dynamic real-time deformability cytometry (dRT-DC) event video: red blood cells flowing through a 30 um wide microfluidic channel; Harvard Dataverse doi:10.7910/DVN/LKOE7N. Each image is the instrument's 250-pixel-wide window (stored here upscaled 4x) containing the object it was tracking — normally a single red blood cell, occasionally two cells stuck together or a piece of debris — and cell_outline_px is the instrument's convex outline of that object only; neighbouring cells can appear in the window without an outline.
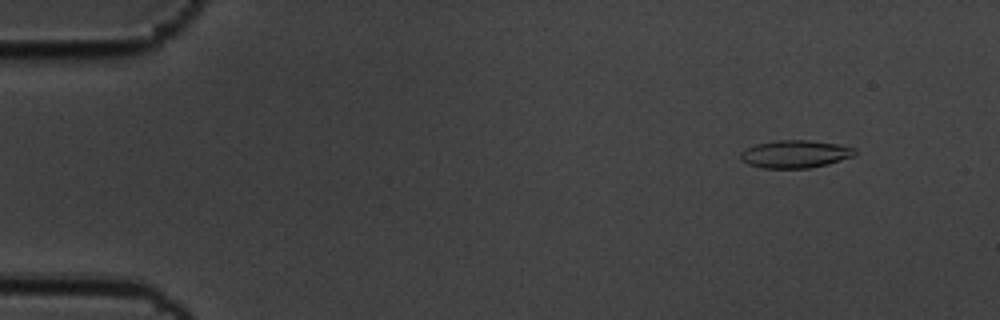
{"species": "common noctule bat (a hibernating species)", "species_latin": "Nyctalus noctula", "temperature_condition": "cold", "stored_images_in_passage": 58, "camera_frame_rate_fps": 3000, "um_per_image_px": 0.085, "animal": {"sex": "male", "body_mass_g": 19.5, "forearm_length_mm": 54.6}, "frame": {"image": 1, "passage_image": 6, "time_ms": 1.667, "image_size_px": [1000, 320], "cell_outline_px": [[856, 152], [852, 156], [828, 164], [808, 168], [764, 168], [748, 164], [740, 160], [740, 152], [744, 148], [756, 144], [776, 140], [808, 140], [836, 144], [856, 148]], "centroid_in_image_um": [67.54, 13.09], "position_along_channel_um": 17.5, "area_um2": 18.44}}
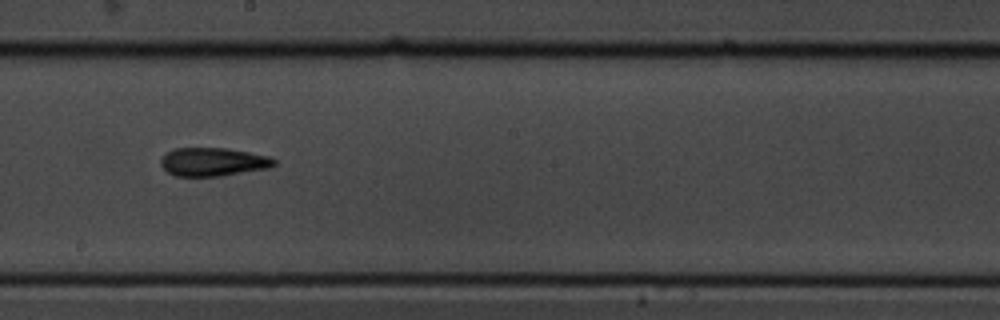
{"frame": {"image": 2, "passage_image": 33, "time_ms": 10.667, "image_size_px": [1000, 320], "cell_outline_px": [[276, 164], [272, 168], [220, 176], [172, 176], [160, 164], [160, 160], [172, 148], [224, 148], [248, 152], [268, 156], [276, 160]], "centroid_in_image_um": [18.12, 13.77], "position_along_channel_um": 230.1, "area_um2": 18.84}}
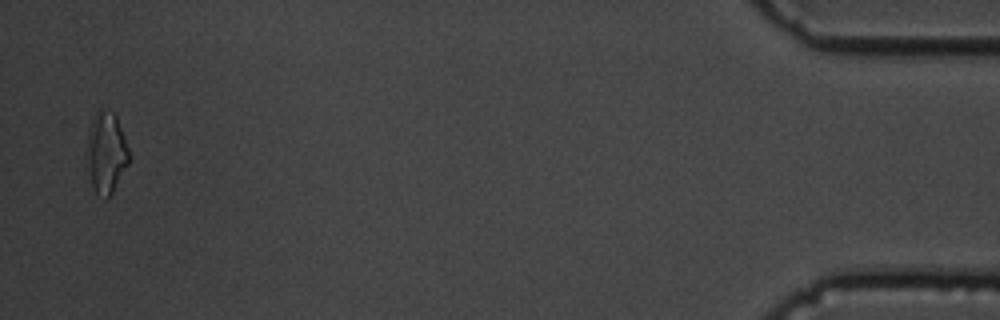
{"frame": {"image": 3, "passage_image": 57, "time_ms": 18.667, "image_size_px": [1000, 320], "cell_outline_px": [[132, 156], [128, 164], [112, 192], [104, 200], [96, 192], [84, 168], [88, 132], [92, 120], [96, 112], [100, 108], [112, 112], [116, 116]], "centroid_in_image_um": [9.0, 12.99], "position_along_channel_um": 426.2, "area_um2": 20.4}, "authors_computed_cell_mechanics": {"area_um2": 18.3804, "velocity_mm_per_s": 3.4833, "shape_relaxation_time_tau1_ms": 6.815, "shape_relaxation_time_tau2_ms": 4.6225, "deformation_change_tau1": 0.1733, "deformation_change_tau2": 0.1497}}